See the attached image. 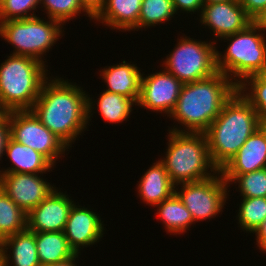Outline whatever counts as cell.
I'll return each instance as SVG.
<instances>
[{
    "label": "cell",
    "instance_id": "cell-26",
    "mask_svg": "<svg viewBox=\"0 0 266 266\" xmlns=\"http://www.w3.org/2000/svg\"><path fill=\"white\" fill-rule=\"evenodd\" d=\"M237 89L256 110L260 124H266V72L247 77Z\"/></svg>",
    "mask_w": 266,
    "mask_h": 266
},
{
    "label": "cell",
    "instance_id": "cell-37",
    "mask_svg": "<svg viewBox=\"0 0 266 266\" xmlns=\"http://www.w3.org/2000/svg\"><path fill=\"white\" fill-rule=\"evenodd\" d=\"M254 22L265 32L266 30V8L257 16Z\"/></svg>",
    "mask_w": 266,
    "mask_h": 266
},
{
    "label": "cell",
    "instance_id": "cell-20",
    "mask_svg": "<svg viewBox=\"0 0 266 266\" xmlns=\"http://www.w3.org/2000/svg\"><path fill=\"white\" fill-rule=\"evenodd\" d=\"M10 261L13 266H41L38 260L35 232L25 228L4 238L1 266L11 265Z\"/></svg>",
    "mask_w": 266,
    "mask_h": 266
},
{
    "label": "cell",
    "instance_id": "cell-6",
    "mask_svg": "<svg viewBox=\"0 0 266 266\" xmlns=\"http://www.w3.org/2000/svg\"><path fill=\"white\" fill-rule=\"evenodd\" d=\"M253 21L244 30L220 40L229 43L224 55L216 50V68L237 86L247 77L266 72V35Z\"/></svg>",
    "mask_w": 266,
    "mask_h": 266
},
{
    "label": "cell",
    "instance_id": "cell-9",
    "mask_svg": "<svg viewBox=\"0 0 266 266\" xmlns=\"http://www.w3.org/2000/svg\"><path fill=\"white\" fill-rule=\"evenodd\" d=\"M182 185V186H181ZM175 193L190 211L194 222L210 220L220 214L229 196V185L220 171L210 178L180 184Z\"/></svg>",
    "mask_w": 266,
    "mask_h": 266
},
{
    "label": "cell",
    "instance_id": "cell-13",
    "mask_svg": "<svg viewBox=\"0 0 266 266\" xmlns=\"http://www.w3.org/2000/svg\"><path fill=\"white\" fill-rule=\"evenodd\" d=\"M199 21L213 31L216 39L244 30L253 20L246 14L240 0L204 3Z\"/></svg>",
    "mask_w": 266,
    "mask_h": 266
},
{
    "label": "cell",
    "instance_id": "cell-32",
    "mask_svg": "<svg viewBox=\"0 0 266 266\" xmlns=\"http://www.w3.org/2000/svg\"><path fill=\"white\" fill-rule=\"evenodd\" d=\"M10 137L9 112L0 111V161L5 155V146Z\"/></svg>",
    "mask_w": 266,
    "mask_h": 266
},
{
    "label": "cell",
    "instance_id": "cell-11",
    "mask_svg": "<svg viewBox=\"0 0 266 266\" xmlns=\"http://www.w3.org/2000/svg\"><path fill=\"white\" fill-rule=\"evenodd\" d=\"M183 83L165 69L145 77L142 75L137 106L167 114L174 110Z\"/></svg>",
    "mask_w": 266,
    "mask_h": 266
},
{
    "label": "cell",
    "instance_id": "cell-2",
    "mask_svg": "<svg viewBox=\"0 0 266 266\" xmlns=\"http://www.w3.org/2000/svg\"><path fill=\"white\" fill-rule=\"evenodd\" d=\"M236 90L237 85L219 71L210 77L183 83L177 104L169 115L183 129L174 126L170 131L204 133Z\"/></svg>",
    "mask_w": 266,
    "mask_h": 266
},
{
    "label": "cell",
    "instance_id": "cell-3",
    "mask_svg": "<svg viewBox=\"0 0 266 266\" xmlns=\"http://www.w3.org/2000/svg\"><path fill=\"white\" fill-rule=\"evenodd\" d=\"M259 127L256 110L237 89L204 132L211 162L217 170L227 164Z\"/></svg>",
    "mask_w": 266,
    "mask_h": 266
},
{
    "label": "cell",
    "instance_id": "cell-30",
    "mask_svg": "<svg viewBox=\"0 0 266 266\" xmlns=\"http://www.w3.org/2000/svg\"><path fill=\"white\" fill-rule=\"evenodd\" d=\"M40 5L46 10L48 18L54 19L63 25L76 18V15L78 16L81 12H85L84 15H88L87 17L93 19L82 8L79 0H41Z\"/></svg>",
    "mask_w": 266,
    "mask_h": 266
},
{
    "label": "cell",
    "instance_id": "cell-36",
    "mask_svg": "<svg viewBox=\"0 0 266 266\" xmlns=\"http://www.w3.org/2000/svg\"><path fill=\"white\" fill-rule=\"evenodd\" d=\"M254 233L257 247H259L263 253H266V218Z\"/></svg>",
    "mask_w": 266,
    "mask_h": 266
},
{
    "label": "cell",
    "instance_id": "cell-1",
    "mask_svg": "<svg viewBox=\"0 0 266 266\" xmlns=\"http://www.w3.org/2000/svg\"><path fill=\"white\" fill-rule=\"evenodd\" d=\"M76 84L61 77L53 79L48 76L31 109L40 122L68 148L90 123L87 121L88 94Z\"/></svg>",
    "mask_w": 266,
    "mask_h": 266
},
{
    "label": "cell",
    "instance_id": "cell-31",
    "mask_svg": "<svg viewBox=\"0 0 266 266\" xmlns=\"http://www.w3.org/2000/svg\"><path fill=\"white\" fill-rule=\"evenodd\" d=\"M40 2L41 0H2L0 22L36 17L34 13Z\"/></svg>",
    "mask_w": 266,
    "mask_h": 266
},
{
    "label": "cell",
    "instance_id": "cell-24",
    "mask_svg": "<svg viewBox=\"0 0 266 266\" xmlns=\"http://www.w3.org/2000/svg\"><path fill=\"white\" fill-rule=\"evenodd\" d=\"M156 207L157 217L163 222L168 233L174 235L185 233L195 223L190 211L175 192Z\"/></svg>",
    "mask_w": 266,
    "mask_h": 266
},
{
    "label": "cell",
    "instance_id": "cell-33",
    "mask_svg": "<svg viewBox=\"0 0 266 266\" xmlns=\"http://www.w3.org/2000/svg\"><path fill=\"white\" fill-rule=\"evenodd\" d=\"M240 3L253 21L266 8V0H240Z\"/></svg>",
    "mask_w": 266,
    "mask_h": 266
},
{
    "label": "cell",
    "instance_id": "cell-12",
    "mask_svg": "<svg viewBox=\"0 0 266 266\" xmlns=\"http://www.w3.org/2000/svg\"><path fill=\"white\" fill-rule=\"evenodd\" d=\"M39 175L0 173V188L28 214L56 188Z\"/></svg>",
    "mask_w": 266,
    "mask_h": 266
},
{
    "label": "cell",
    "instance_id": "cell-34",
    "mask_svg": "<svg viewBox=\"0 0 266 266\" xmlns=\"http://www.w3.org/2000/svg\"><path fill=\"white\" fill-rule=\"evenodd\" d=\"M173 5L177 14V11L180 10L182 12L190 13V12H197L202 10L204 5V0H172Z\"/></svg>",
    "mask_w": 266,
    "mask_h": 266
},
{
    "label": "cell",
    "instance_id": "cell-8",
    "mask_svg": "<svg viewBox=\"0 0 266 266\" xmlns=\"http://www.w3.org/2000/svg\"><path fill=\"white\" fill-rule=\"evenodd\" d=\"M180 38L163 61L167 72L182 83L195 82L217 72L216 41H198L186 35Z\"/></svg>",
    "mask_w": 266,
    "mask_h": 266
},
{
    "label": "cell",
    "instance_id": "cell-15",
    "mask_svg": "<svg viewBox=\"0 0 266 266\" xmlns=\"http://www.w3.org/2000/svg\"><path fill=\"white\" fill-rule=\"evenodd\" d=\"M103 222L93 210L73 204L63 232L76 254L99 242L104 235Z\"/></svg>",
    "mask_w": 266,
    "mask_h": 266
},
{
    "label": "cell",
    "instance_id": "cell-18",
    "mask_svg": "<svg viewBox=\"0 0 266 266\" xmlns=\"http://www.w3.org/2000/svg\"><path fill=\"white\" fill-rule=\"evenodd\" d=\"M142 0H106L103 9L93 19L119 31H138Z\"/></svg>",
    "mask_w": 266,
    "mask_h": 266
},
{
    "label": "cell",
    "instance_id": "cell-17",
    "mask_svg": "<svg viewBox=\"0 0 266 266\" xmlns=\"http://www.w3.org/2000/svg\"><path fill=\"white\" fill-rule=\"evenodd\" d=\"M136 65L123 60V63L100 69V76L107 83L106 91L123 95L137 104L144 73Z\"/></svg>",
    "mask_w": 266,
    "mask_h": 266
},
{
    "label": "cell",
    "instance_id": "cell-29",
    "mask_svg": "<svg viewBox=\"0 0 266 266\" xmlns=\"http://www.w3.org/2000/svg\"><path fill=\"white\" fill-rule=\"evenodd\" d=\"M229 184H238L240 197H266V168L245 174H222Z\"/></svg>",
    "mask_w": 266,
    "mask_h": 266
},
{
    "label": "cell",
    "instance_id": "cell-21",
    "mask_svg": "<svg viewBox=\"0 0 266 266\" xmlns=\"http://www.w3.org/2000/svg\"><path fill=\"white\" fill-rule=\"evenodd\" d=\"M138 182V195L150 206L160 204L175 192V186L160 160L153 163Z\"/></svg>",
    "mask_w": 266,
    "mask_h": 266
},
{
    "label": "cell",
    "instance_id": "cell-25",
    "mask_svg": "<svg viewBox=\"0 0 266 266\" xmlns=\"http://www.w3.org/2000/svg\"><path fill=\"white\" fill-rule=\"evenodd\" d=\"M27 228V214L0 188V235L6 238Z\"/></svg>",
    "mask_w": 266,
    "mask_h": 266
},
{
    "label": "cell",
    "instance_id": "cell-10",
    "mask_svg": "<svg viewBox=\"0 0 266 266\" xmlns=\"http://www.w3.org/2000/svg\"><path fill=\"white\" fill-rule=\"evenodd\" d=\"M9 125L13 140L41 153L54 166L58 158L70 149L31 110L9 111Z\"/></svg>",
    "mask_w": 266,
    "mask_h": 266
},
{
    "label": "cell",
    "instance_id": "cell-28",
    "mask_svg": "<svg viewBox=\"0 0 266 266\" xmlns=\"http://www.w3.org/2000/svg\"><path fill=\"white\" fill-rule=\"evenodd\" d=\"M242 198L236 216L237 224L243 231L254 234L266 218V197Z\"/></svg>",
    "mask_w": 266,
    "mask_h": 266
},
{
    "label": "cell",
    "instance_id": "cell-22",
    "mask_svg": "<svg viewBox=\"0 0 266 266\" xmlns=\"http://www.w3.org/2000/svg\"><path fill=\"white\" fill-rule=\"evenodd\" d=\"M99 95L100 98L97 101H93L90 95H87V121L92 120L91 116L95 113L93 109L98 107L97 109L105 121L108 123H122L127 121L133 111L132 107L137 105L130 98L106 90ZM94 102H97V107H94Z\"/></svg>",
    "mask_w": 266,
    "mask_h": 266
},
{
    "label": "cell",
    "instance_id": "cell-16",
    "mask_svg": "<svg viewBox=\"0 0 266 266\" xmlns=\"http://www.w3.org/2000/svg\"><path fill=\"white\" fill-rule=\"evenodd\" d=\"M266 168V132L260 126L220 170L221 174H245Z\"/></svg>",
    "mask_w": 266,
    "mask_h": 266
},
{
    "label": "cell",
    "instance_id": "cell-14",
    "mask_svg": "<svg viewBox=\"0 0 266 266\" xmlns=\"http://www.w3.org/2000/svg\"><path fill=\"white\" fill-rule=\"evenodd\" d=\"M55 188L27 214V228L35 233L64 231L74 200Z\"/></svg>",
    "mask_w": 266,
    "mask_h": 266
},
{
    "label": "cell",
    "instance_id": "cell-41",
    "mask_svg": "<svg viewBox=\"0 0 266 266\" xmlns=\"http://www.w3.org/2000/svg\"><path fill=\"white\" fill-rule=\"evenodd\" d=\"M260 126L264 129V131L266 132V124H260Z\"/></svg>",
    "mask_w": 266,
    "mask_h": 266
},
{
    "label": "cell",
    "instance_id": "cell-23",
    "mask_svg": "<svg viewBox=\"0 0 266 266\" xmlns=\"http://www.w3.org/2000/svg\"><path fill=\"white\" fill-rule=\"evenodd\" d=\"M35 241L40 265L61 263L76 255L63 231L35 233Z\"/></svg>",
    "mask_w": 266,
    "mask_h": 266
},
{
    "label": "cell",
    "instance_id": "cell-4",
    "mask_svg": "<svg viewBox=\"0 0 266 266\" xmlns=\"http://www.w3.org/2000/svg\"><path fill=\"white\" fill-rule=\"evenodd\" d=\"M167 134L168 148L160 162L175 187L210 178L219 171L211 162L205 133L169 130Z\"/></svg>",
    "mask_w": 266,
    "mask_h": 266
},
{
    "label": "cell",
    "instance_id": "cell-35",
    "mask_svg": "<svg viewBox=\"0 0 266 266\" xmlns=\"http://www.w3.org/2000/svg\"><path fill=\"white\" fill-rule=\"evenodd\" d=\"M82 8L94 19L103 9L106 0H79Z\"/></svg>",
    "mask_w": 266,
    "mask_h": 266
},
{
    "label": "cell",
    "instance_id": "cell-5",
    "mask_svg": "<svg viewBox=\"0 0 266 266\" xmlns=\"http://www.w3.org/2000/svg\"><path fill=\"white\" fill-rule=\"evenodd\" d=\"M7 57L0 65V111L31 110L48 78L47 65L28 56Z\"/></svg>",
    "mask_w": 266,
    "mask_h": 266
},
{
    "label": "cell",
    "instance_id": "cell-38",
    "mask_svg": "<svg viewBox=\"0 0 266 266\" xmlns=\"http://www.w3.org/2000/svg\"><path fill=\"white\" fill-rule=\"evenodd\" d=\"M79 254H76L73 258L66 260L64 262L61 263H57V264H47V265H41V266H77L76 265V258H78Z\"/></svg>",
    "mask_w": 266,
    "mask_h": 266
},
{
    "label": "cell",
    "instance_id": "cell-7",
    "mask_svg": "<svg viewBox=\"0 0 266 266\" xmlns=\"http://www.w3.org/2000/svg\"><path fill=\"white\" fill-rule=\"evenodd\" d=\"M48 20L36 16L0 22V36L14 46L13 55L32 57L45 64L44 54L52 50L64 32L62 23Z\"/></svg>",
    "mask_w": 266,
    "mask_h": 266
},
{
    "label": "cell",
    "instance_id": "cell-19",
    "mask_svg": "<svg viewBox=\"0 0 266 266\" xmlns=\"http://www.w3.org/2000/svg\"><path fill=\"white\" fill-rule=\"evenodd\" d=\"M5 154H7L12 167L1 169L0 173H27L41 174L50 172L54 165L41 153L36 150L22 145L11 137L8 138L5 146Z\"/></svg>",
    "mask_w": 266,
    "mask_h": 266
},
{
    "label": "cell",
    "instance_id": "cell-40",
    "mask_svg": "<svg viewBox=\"0 0 266 266\" xmlns=\"http://www.w3.org/2000/svg\"><path fill=\"white\" fill-rule=\"evenodd\" d=\"M232 0H204V3H219V2H226Z\"/></svg>",
    "mask_w": 266,
    "mask_h": 266
},
{
    "label": "cell",
    "instance_id": "cell-39",
    "mask_svg": "<svg viewBox=\"0 0 266 266\" xmlns=\"http://www.w3.org/2000/svg\"><path fill=\"white\" fill-rule=\"evenodd\" d=\"M3 245H4V238L0 235V262L3 256Z\"/></svg>",
    "mask_w": 266,
    "mask_h": 266
},
{
    "label": "cell",
    "instance_id": "cell-27",
    "mask_svg": "<svg viewBox=\"0 0 266 266\" xmlns=\"http://www.w3.org/2000/svg\"><path fill=\"white\" fill-rule=\"evenodd\" d=\"M175 13L172 0H142L138 30L169 22Z\"/></svg>",
    "mask_w": 266,
    "mask_h": 266
}]
</instances>
